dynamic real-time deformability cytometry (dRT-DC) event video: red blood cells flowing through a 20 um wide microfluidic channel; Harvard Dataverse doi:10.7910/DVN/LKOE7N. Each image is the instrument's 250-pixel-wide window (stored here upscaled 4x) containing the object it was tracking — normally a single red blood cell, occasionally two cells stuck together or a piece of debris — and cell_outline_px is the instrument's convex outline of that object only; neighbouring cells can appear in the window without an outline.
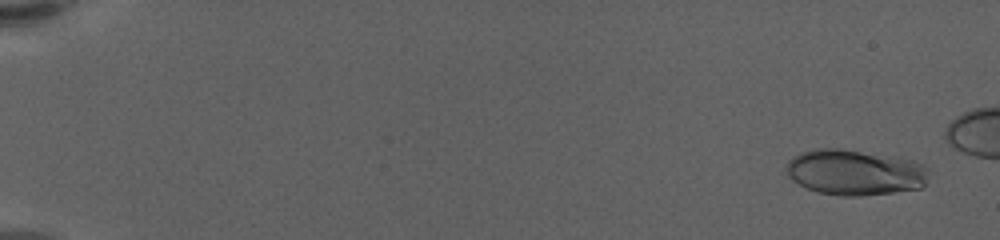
{"species": "human", "species_latin": "Homo sapiens", "temperature_condition": "warm", "stored_images_in_passage": 55, "camera_frame_rate_fps": 3000, "um_per_image_px": 0.085, "donor": {"sex": "female"}, "frame": {"image": 1, "passage_image": 3, "time_ms": 0.667, "image_size_px": [1000, 240], "cell_outline_px": [[928, 172], [924, 184], [920, 188], [892, 192], [860, 196], [840, 196], [816, 192], [792, 180], [788, 176], [784, 168], [788, 160], [792, 156], [800, 152], [816, 148], [836, 148], [888, 156], [912, 160], [928, 168]], "centroid_in_image_um": [72.59, 14.65], "position_along_channel_um": 12.4, "area_um2": 37.74}}
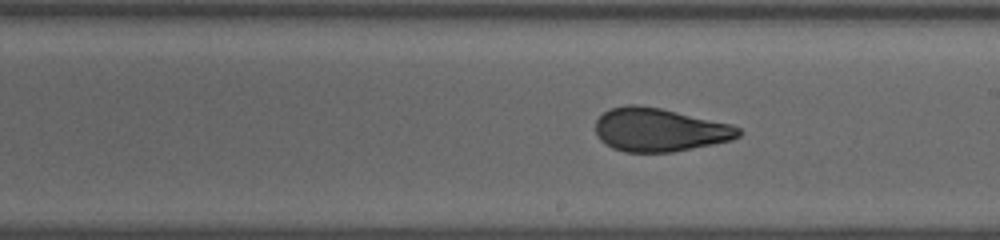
{"frame": {"image": 2, "passage_image": 36, "time_ms": 11.667, "image_size_px": [1000, 240], "cell_outline_px": [[744, 132], [740, 136], [732, 140], [672, 152], [624, 152], [612, 148], [604, 144], [596, 136], [596, 120], [604, 112], [612, 108], [628, 104], [636, 104], [660, 108], [732, 124], [740, 128]], "centroid_in_image_um": [56.06, 11.04], "position_along_channel_um": 232.9, "area_um2": 36.3}}
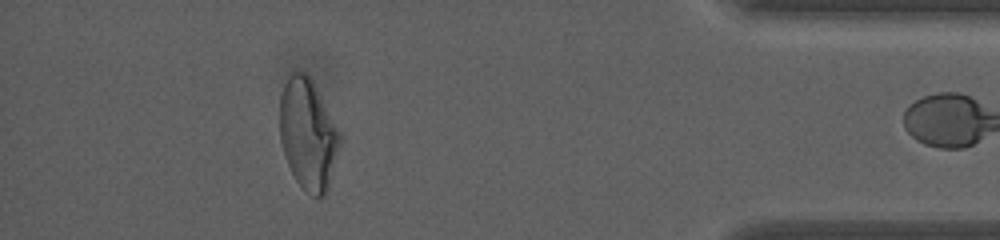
{"frame": {"image": 3, "passage_image": 54, "time_ms": 17.667, "image_size_px": [1000, 240], "cell_outline_px": [[340, 144], [328, 192], [324, 196], [312, 196], [304, 192], [296, 180], [288, 164], [280, 140], [280, 96], [288, 72], [292, 68], [300, 68], [308, 72], [312, 76], [340, 132]], "centroid_in_image_um": [26.18, 11.32], "position_along_channel_um": 409.0, "area_um2": 39.82}}